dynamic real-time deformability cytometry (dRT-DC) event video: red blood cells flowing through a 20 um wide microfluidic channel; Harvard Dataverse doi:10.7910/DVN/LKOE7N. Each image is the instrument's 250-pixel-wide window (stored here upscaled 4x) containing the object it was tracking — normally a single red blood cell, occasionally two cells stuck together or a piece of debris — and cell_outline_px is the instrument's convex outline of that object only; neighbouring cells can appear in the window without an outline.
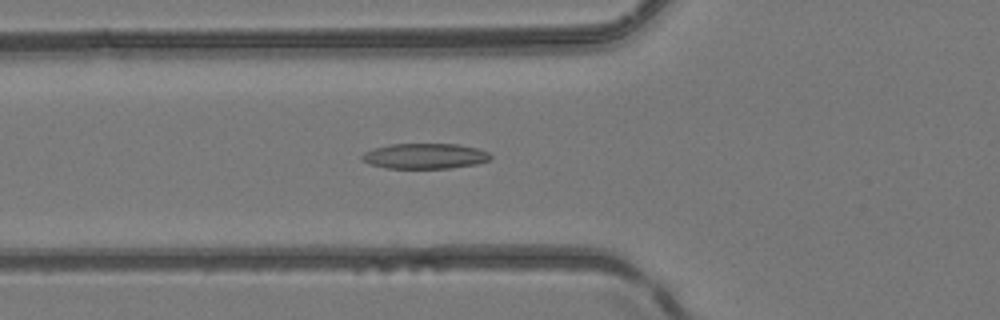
{"species": "common noctule bat (a hibernating species)", "species_latin": "Nyctalus noctula", "temperature_condition": "room temperature", "stored_images_in_passage": 37, "camera_frame_rate_fps": 3000, "um_per_image_px": 0.085, "animal": {"sex": "female", "body_mass_g": 24.6, "forearm_length_mm": 56.2}, "frame": {"image": 1, "passage_image": 10, "time_ms": 3.0, "image_size_px": [1000, 320], "cell_outline_px": [[492, 156], [488, 160], [476, 164], [448, 168], [388, 168], [368, 164], [360, 160], [360, 156], [364, 152], [376, 148], [392, 144], [456, 144], [476, 148], [488, 152]], "centroid_in_image_um": [36.07, 13.27], "position_along_channel_um": 89.7, "area_um2": 18.9}}
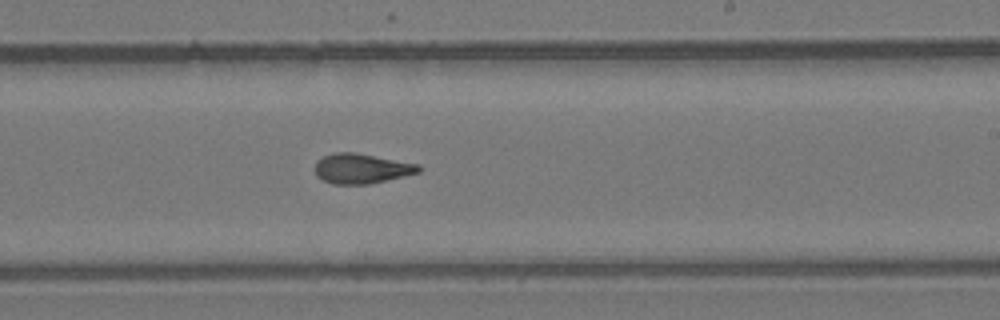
{"frame": {"image": 2, "passage_image": 22, "time_ms": 7.0, "image_size_px": [1000, 320], "cell_outline_px": [[420, 172], [404, 176], [368, 184], [332, 184], [316, 176], [316, 160], [332, 152], [356, 152], [420, 164]], "centroid_in_image_um": [30.73, 14.31], "position_along_channel_um": 258.3, "area_um2": 18.15}}
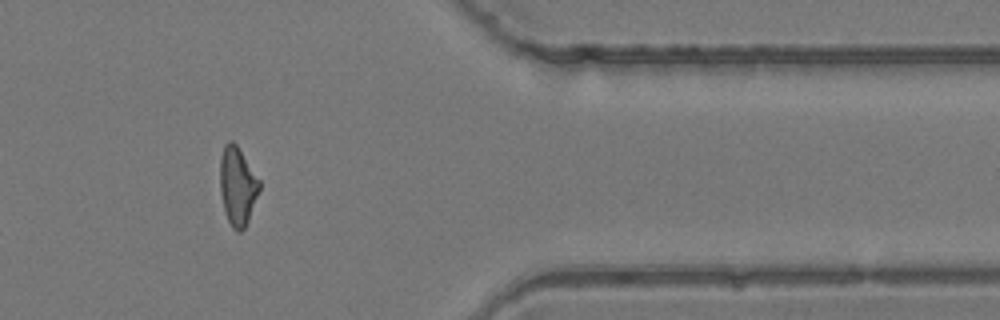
{"frame": {"image": 3, "passage_image": 33, "time_ms": 10.667, "image_size_px": [1000, 320], "cell_outline_px": [[260, 188], [248, 220], [244, 228], [240, 232], [236, 232], [232, 228], [224, 212], [220, 192], [220, 160], [224, 144], [228, 140], [232, 140], [236, 144], [260, 180]], "centroid_in_image_um": [20.17, 15.81], "position_along_channel_um": 391.2, "area_um2": 17.98}, "authors_computed_cell_mechanics": {"area_um2": 18.3226, "velocity_mm_per_s": 4.19, "shape_relaxation_time_tau1_ms": 8.8581, "shape_relaxation_time_tau2_ms": 2.3558, "deformation_change_tau1": 0.2581, "deformation_change_tau2": 0.1132}}